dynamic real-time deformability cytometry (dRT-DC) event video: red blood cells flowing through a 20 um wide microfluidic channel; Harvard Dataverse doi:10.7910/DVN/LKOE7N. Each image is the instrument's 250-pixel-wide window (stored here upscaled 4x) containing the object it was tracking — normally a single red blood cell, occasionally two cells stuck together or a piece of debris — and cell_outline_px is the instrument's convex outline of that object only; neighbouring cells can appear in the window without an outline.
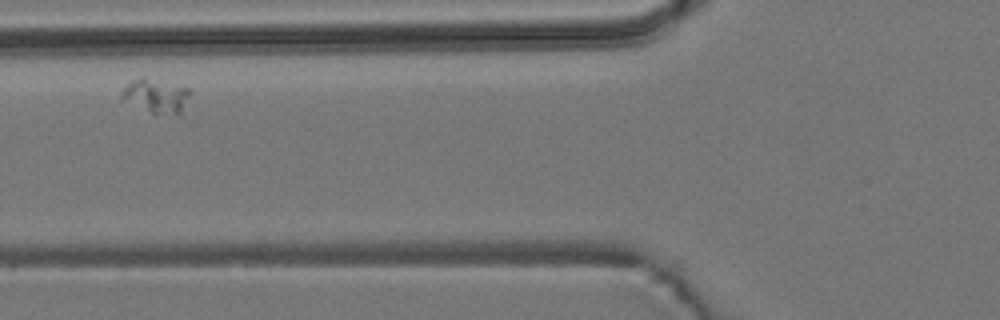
{"species": "common noctule bat (a hibernating species)", "species_latin": "Nyctalus noctula", "temperature_condition": "room temperature", "stored_images_in_passage": 9, "camera_frame_rate_fps": 3000, "um_per_image_px": 0.085, "animal": {"sex": "male", "body_mass_g": 19.2, "forearm_length_mm": 51.8}, "frame": {"image": 1, "passage_image": 6, "time_ms": 5.667, "image_size_px": [1000, 320], "cell_outline_px": [[188, 92], [180, 112], [152, 112], [120, 96], [120, 92], [132, 80], [140, 76], [144, 76], [188, 88]], "centroid_in_image_um": [13.2, 8.05], "position_along_channel_um": 112.6, "area_um2": 12.37}}
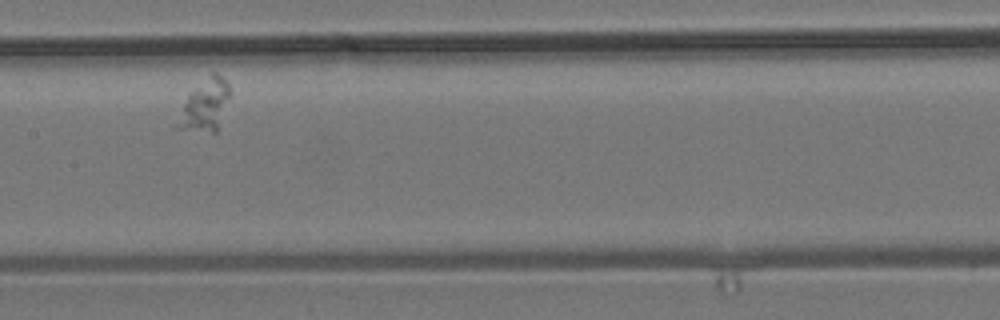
{"frame": {"image": 2, "passage_image": 8, "time_ms": 8.0, "image_size_px": [1000, 320], "cell_outline_px": [[232, 92], [216, 132], [212, 132], [172, 128], [188, 96], [212, 72], [216, 72], [228, 84]], "centroid_in_image_um": [17.43, 8.98], "position_along_channel_um": 190.0, "area_um2": 15.43}}
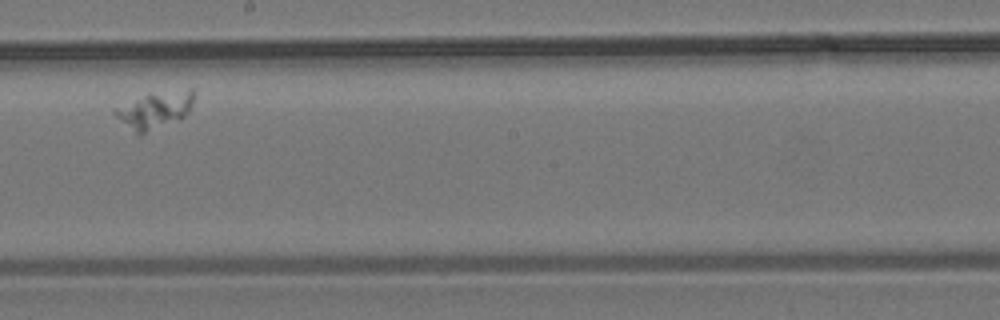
{"frame": {"image": 3, "passage_image": 9, "time_ms": 9.333, "image_size_px": [1000, 320], "cell_outline_px": [[196, 92], [192, 104], [188, 112], [184, 116], [140, 136], [136, 136], [112, 112], [112, 108], [148, 92], [192, 88]], "centroid_in_image_um": [13.13, 9.32], "position_along_channel_um": 235.1, "area_um2": 17.51}}